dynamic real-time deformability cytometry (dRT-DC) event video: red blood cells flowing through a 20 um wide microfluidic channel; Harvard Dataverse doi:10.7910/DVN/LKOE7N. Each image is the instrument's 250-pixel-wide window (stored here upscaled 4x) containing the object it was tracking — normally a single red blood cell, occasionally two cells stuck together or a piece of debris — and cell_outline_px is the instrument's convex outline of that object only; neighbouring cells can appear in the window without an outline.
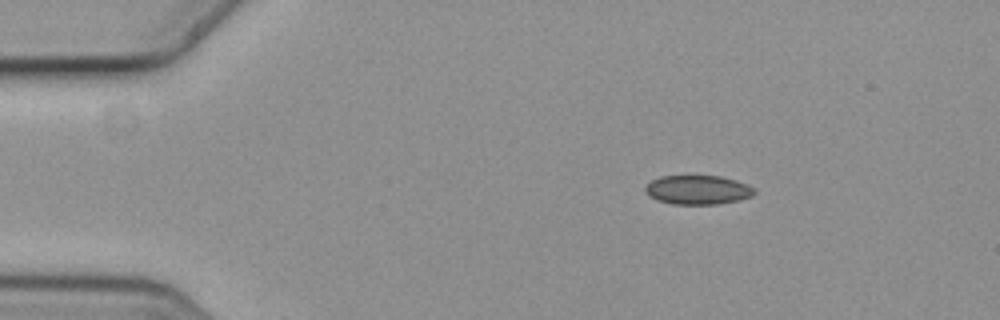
{"species": "common noctule bat (a hibernating species)", "species_latin": "Nyctalus noctula", "temperature_condition": "cold", "stored_images_in_passage": 4, "camera_frame_rate_fps": 3000, "um_per_image_px": 0.085, "animal": {"sex": "female", "body_mass_g": 19.3, "forearm_length_mm": 54.1}, "frame": {"image": 1, "passage_image": 1, "time_ms": 0.0, "image_size_px": [1000, 320], "cell_outline_px": [[756, 192], [752, 196], [736, 200], [716, 204], [672, 204], [656, 200], [644, 188], [652, 180], [660, 176], [720, 176], [736, 180], [752, 188]], "centroid_in_image_um": [59.3, 16.13], "position_along_channel_um": 25.7, "area_um2": 18.15}}
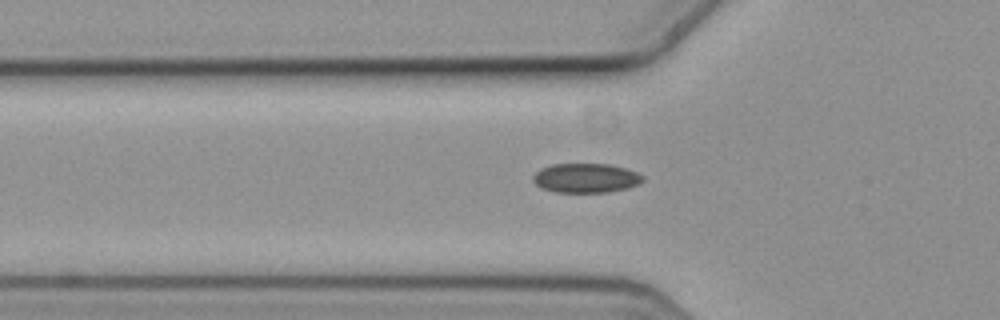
{"frame": {"image": 2, "passage_image": 4, "time_ms": 1.0, "image_size_px": [1000, 320], "cell_outline_px": [[644, 180], [640, 184], [628, 188], [608, 192], [556, 192], [540, 188], [532, 180], [532, 176], [540, 168], [552, 164], [608, 164], [624, 168], [636, 172], [644, 176]], "centroid_in_image_um": [49.79, 15.14], "position_along_channel_um": 76.0, "area_um2": 18.9}}